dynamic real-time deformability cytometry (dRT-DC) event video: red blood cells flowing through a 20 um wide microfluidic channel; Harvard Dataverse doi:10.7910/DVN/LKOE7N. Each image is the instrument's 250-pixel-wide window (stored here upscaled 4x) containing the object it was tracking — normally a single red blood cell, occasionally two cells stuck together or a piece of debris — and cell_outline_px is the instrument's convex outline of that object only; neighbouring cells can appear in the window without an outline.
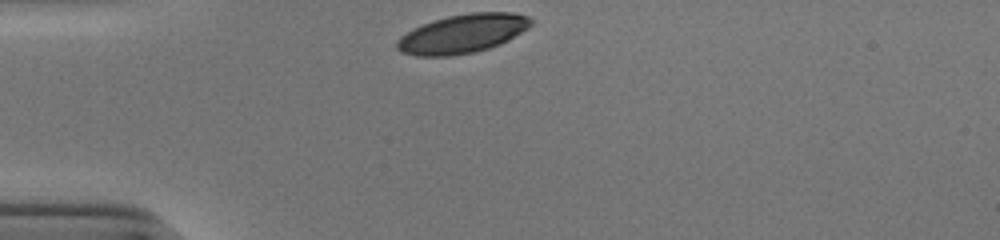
{"species": "human", "species_latin": "Homo sapiens", "temperature_condition": "cold", "stored_images_in_passage": 29, "camera_frame_rate_fps": 3000, "um_per_image_px": 0.085, "donor": {"sex": "male"}, "frame": {"image": 1, "passage_image": 1, "time_ms": 0.0, "image_size_px": [1000, 240], "cell_outline_px": [[532, 24], [528, 28], [508, 40], [500, 44], [488, 48], [472, 52], [448, 56], [416, 56], [400, 52], [396, 48], [396, 40], [400, 36], [412, 28], [448, 16], [472, 12], [512, 12], [528, 16], [532, 20]], "centroid_in_image_um": [39.3, 2.86], "position_along_channel_um": 45.7, "area_um2": 30.23}}
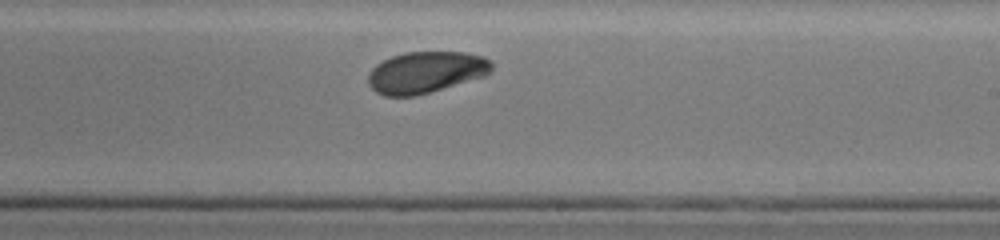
{"frame": {"image": 2, "passage_image": 19, "time_ms": 6.0, "image_size_px": [1000, 240], "cell_outline_px": [[492, 68], [484, 76], [416, 96], [384, 96], [376, 92], [368, 84], [368, 72], [376, 64], [392, 56], [404, 52], [464, 52], [484, 56], [492, 60]], "centroid_in_image_um": [36.17, 6.14], "position_along_channel_um": 252.8, "area_um2": 29.88}}
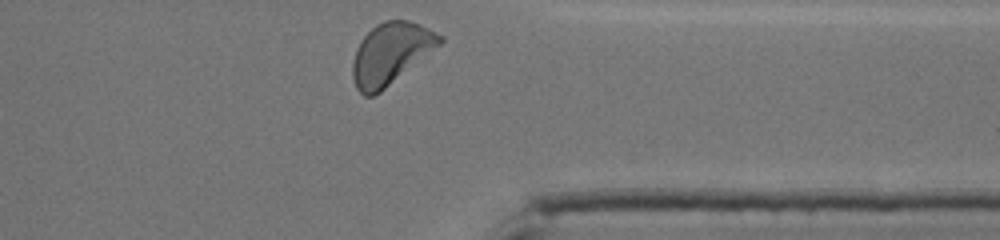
{"frame": {"image": 3, "passage_image": 29, "time_ms": 9.333, "image_size_px": [1000, 240], "cell_outline_px": [[444, 40], [440, 44], [380, 92], [372, 96], [364, 96], [356, 88], [352, 76], [352, 64], [356, 48], [360, 40], [376, 24], [384, 20], [408, 20], [420, 24], [444, 36]], "centroid_in_image_um": [33.18, 4.54], "position_along_channel_um": 378.2, "area_um2": 30.92}, "authors_computed_cell_mechanics": {"area_um2": 30.5762, "velocity_mm_per_s": 3.8669, "shape_relaxation_time_tau1_ms": 1.4784, "shape_relaxation_time_tau2_ms": 7.9129, "deformation_change_tau1": 0.109, "deformation_change_tau2": 0.1027}}